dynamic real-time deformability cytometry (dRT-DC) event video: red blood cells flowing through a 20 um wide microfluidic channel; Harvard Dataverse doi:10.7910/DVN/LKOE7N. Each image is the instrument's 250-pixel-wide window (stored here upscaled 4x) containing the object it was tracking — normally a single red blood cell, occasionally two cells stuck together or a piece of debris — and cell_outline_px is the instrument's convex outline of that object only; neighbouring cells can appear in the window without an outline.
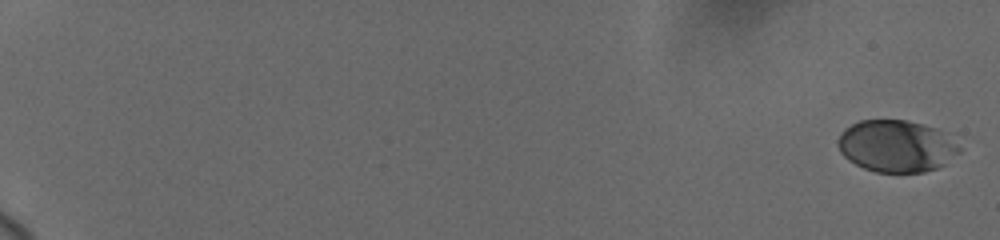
{"species": "human", "species_latin": "Homo sapiens", "temperature_condition": "cold", "stored_images_in_passage": 62, "camera_frame_rate_fps": 3000, "um_per_image_px": 0.085, "donor": {"sex": "female"}, "frame": {"image": 1, "passage_image": 1, "time_ms": 0.0, "image_size_px": [1000, 240], "cell_outline_px": [[960, 152], [944, 164], [936, 168], [924, 172], [876, 172], [864, 168], [848, 160], [840, 152], [836, 144], [836, 140], [840, 132], [844, 128], [860, 120], [908, 120], [936, 128], [944, 132], [960, 148]], "centroid_in_image_um": [76.14, 12.41], "position_along_channel_um": 8.9, "area_um2": 36.82}}
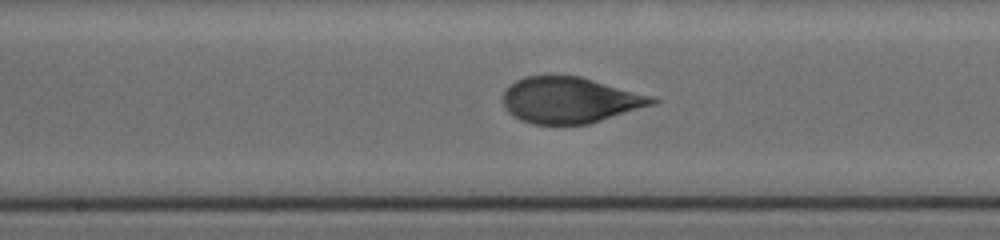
{"frame": {"image": 2, "passage_image": 33, "time_ms": 11.333, "image_size_px": [1000, 240], "cell_outline_px": [[660, 100], [656, 104], [588, 124], [532, 124], [520, 120], [512, 116], [508, 112], [504, 104], [504, 88], [508, 84], [524, 76], [580, 76], [656, 96]], "centroid_in_image_um": [48.47, 8.5], "position_along_channel_um": 199.7, "area_um2": 40.4}}
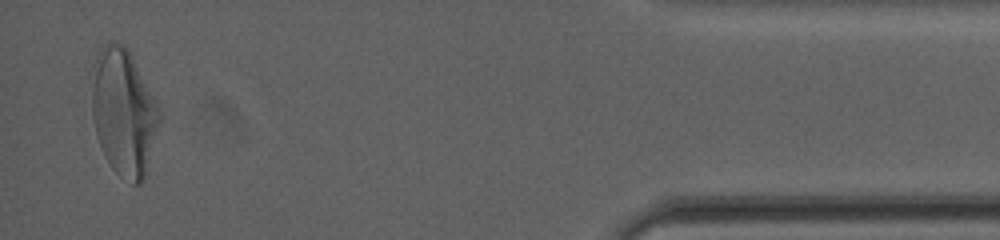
{"frame": {"image": 3, "passage_image": 60, "time_ms": 19.0, "image_size_px": [1000, 240], "cell_outline_px": [[160, 120], [144, 176], [140, 184], [132, 184], [120, 176], [112, 168], [104, 156], [96, 136], [92, 116], [88, 72], [100, 48], [108, 40], [112, 40], [124, 44], [128, 48], [160, 108]], "centroid_in_image_um": [10.44, 9.45], "position_along_channel_um": 424.8, "area_um2": 50.75}, "authors_computed_cell_mechanics": {"area_um2": 40.6623, "velocity_mm_per_s": 3.6901, "shape_relaxation_time_tau1_ms": 4.041, "shape_relaxation_time_tau2_ms": null, "deformation_change_tau1": 0.175, "deformation_change_tau2": null}}